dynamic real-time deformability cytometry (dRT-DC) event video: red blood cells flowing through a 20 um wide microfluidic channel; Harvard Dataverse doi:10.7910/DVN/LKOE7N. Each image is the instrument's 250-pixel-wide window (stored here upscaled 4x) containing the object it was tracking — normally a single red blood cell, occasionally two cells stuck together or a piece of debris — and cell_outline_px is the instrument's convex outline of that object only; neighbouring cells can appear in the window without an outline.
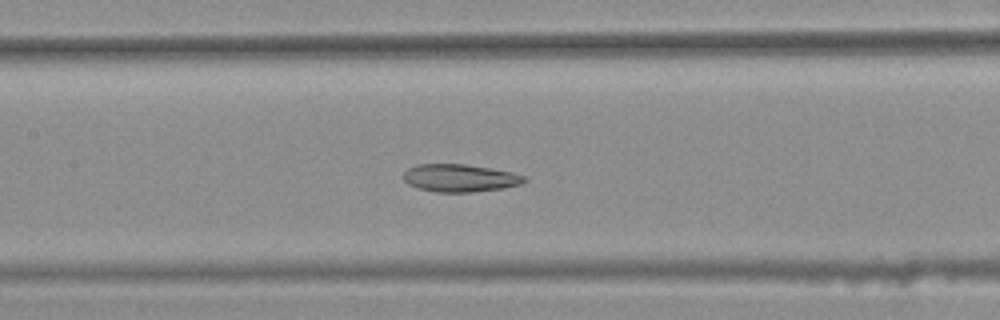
{"species": "common noctule bat (a hibernating species)", "species_latin": "Nyctalus noctula", "temperature_condition": "warm", "stored_images_in_passage": 34, "camera_frame_rate_fps": 3000, "um_per_image_px": 0.085, "animal": {"sex": "female", "body_mass_g": 25.1}, "frame": {"image": 1, "passage_image": 12, "time_ms": 3.667, "image_size_px": [1000, 320], "cell_outline_px": [[528, 180], [520, 184], [504, 188], [472, 192], [436, 192], [420, 188], [408, 184], [404, 180], [404, 172], [408, 168], [416, 164], [464, 164], [512, 172], [528, 176]], "centroid_in_image_um": [39.12, 15.13], "position_along_channel_um": 168.3, "area_um2": 19.48}}
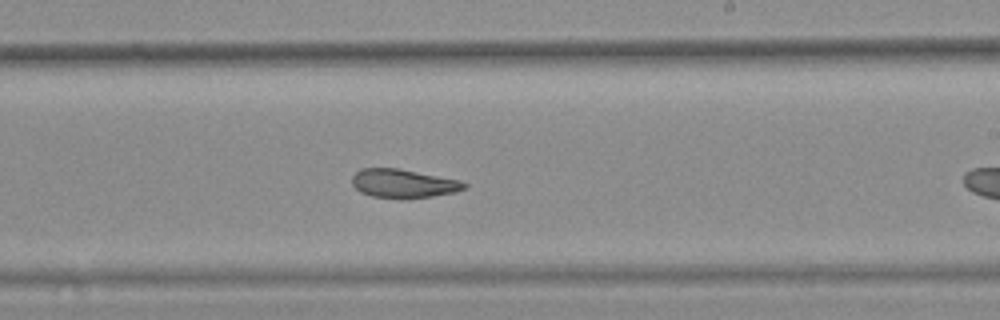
{"frame": {"image": 2, "passage_image": 19, "time_ms": 6.0, "image_size_px": [1000, 320], "cell_outline_px": [[468, 184], [464, 188], [456, 192], [432, 196], [400, 200], [372, 196], [360, 192], [352, 184], [352, 176], [360, 168], [396, 168], [460, 180]], "centroid_in_image_um": [34.26, 15.61], "position_along_channel_um": 254.7, "area_um2": 18.9}}
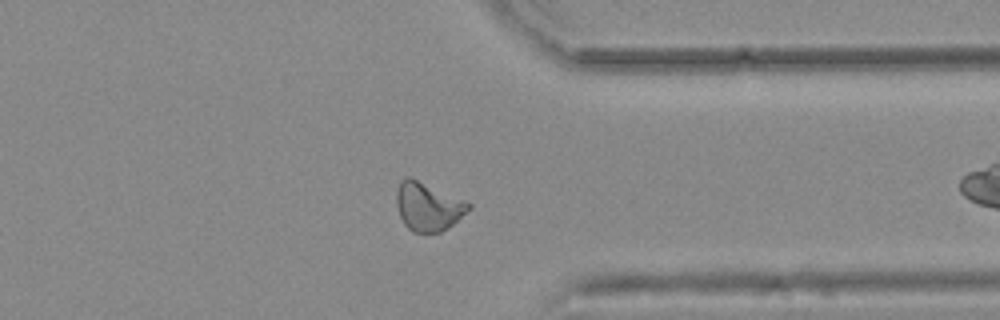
{"frame": {"image": 3, "passage_image": 29, "time_ms": 9.333, "image_size_px": [1000, 320], "cell_outline_px": [[472, 208], [452, 224], [440, 232], [412, 232], [404, 224], [400, 216], [396, 204], [396, 192], [400, 180], [408, 176], [464, 200], [472, 204]], "centroid_in_image_um": [36.36, 17.56], "position_along_channel_um": 375.0, "area_um2": 20.11}, "authors_computed_cell_mechanics": {"area_um2": 19.5364, "velocity_mm_per_s": 3.7152, "shape_relaxation_time_tau1_ms": null, "shape_relaxation_time_tau2_ms": 2.8107, "deformation_change_tau1": null, "deformation_change_tau2": 0.09}}